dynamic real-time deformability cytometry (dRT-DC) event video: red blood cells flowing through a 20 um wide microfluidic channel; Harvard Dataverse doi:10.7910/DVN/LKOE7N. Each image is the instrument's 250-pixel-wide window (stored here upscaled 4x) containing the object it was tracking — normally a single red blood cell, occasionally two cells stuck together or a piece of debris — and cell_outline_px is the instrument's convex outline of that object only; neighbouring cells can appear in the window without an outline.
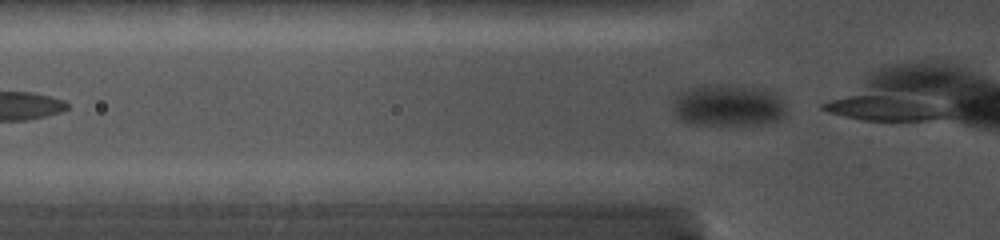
{"species": "common noctule bat (a hibernating species)", "species_latin": "Nyctalus noctula", "temperature_condition": "cold", "stored_images_in_passage": 6, "camera_frame_rate_fps": 5000, "um_per_image_px": 0.085, "animal": {"sex": "female", "body_mass_g": 19.0, "forearm_length_mm": 56.7}, "frame": {"image": 1, "passage_image": 2, "time_ms": 0.2, "image_size_px": [1000, 240], "cell_outline_px": [[788, 112], [780, 120], [764, 124], [688, 124], [680, 120], [672, 112], [672, 104], [680, 92], [688, 88], [700, 84], [720, 84], [756, 88], [776, 92], [780, 96]], "centroid_in_image_um": [61.89, 8.95], "position_along_channel_um": 63.9, "area_um2": 28.09}}